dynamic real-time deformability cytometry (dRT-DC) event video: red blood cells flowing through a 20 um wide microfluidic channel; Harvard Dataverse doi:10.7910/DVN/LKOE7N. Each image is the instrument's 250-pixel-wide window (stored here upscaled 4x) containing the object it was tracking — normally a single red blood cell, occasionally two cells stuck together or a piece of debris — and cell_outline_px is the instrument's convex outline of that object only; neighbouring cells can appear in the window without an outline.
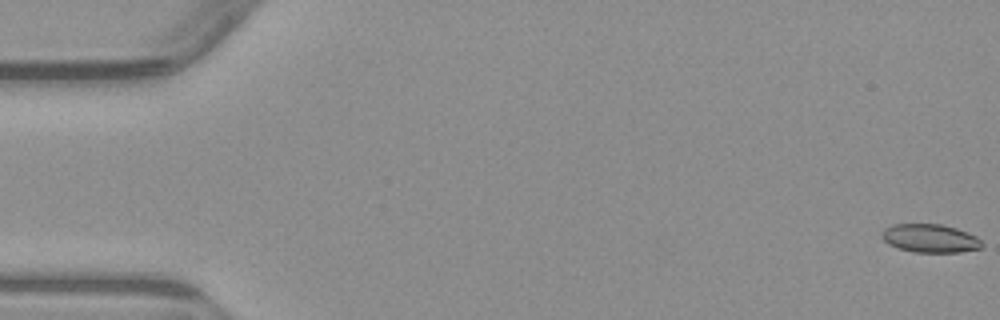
{"species": "common noctule bat (a hibernating species)", "species_latin": "Nyctalus noctula", "temperature_condition": "warm", "stored_images_in_passage": 5, "camera_frame_rate_fps": 3000, "um_per_image_px": 0.085, "animal": {"sex": "male", "body_mass_g": 23.1, "forearm_length_mm": 52.7}, "frame": {"image": 1, "passage_image": 1, "time_ms": 0.0, "image_size_px": [1000, 320], "cell_outline_px": [[984, 244], [980, 248], [960, 252], [912, 252], [896, 248], [888, 244], [880, 236], [880, 232], [884, 228], [892, 224], [940, 224], [956, 228], [976, 236]], "centroid_in_image_um": [79.01, 20.26], "position_along_channel_um": 6.0, "area_um2": 16.7}}
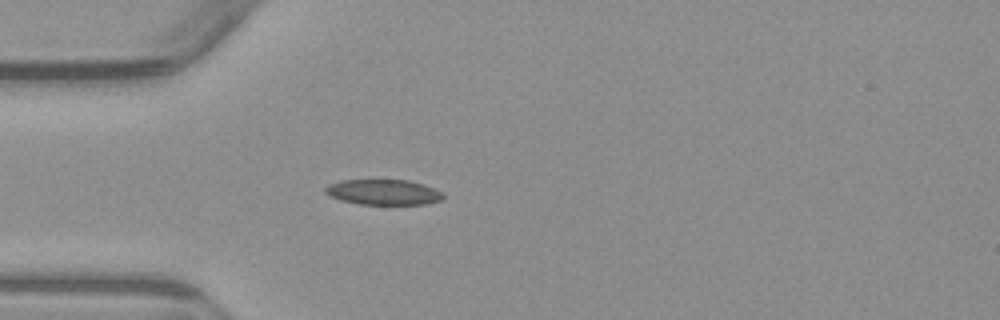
{"frame": {"image": 2, "passage_image": 5, "time_ms": 5.0, "image_size_px": [1000, 320], "cell_outline_px": [[444, 196], [440, 200], [424, 204], [360, 204], [340, 200], [324, 192], [324, 188], [328, 184], [340, 180], [408, 180], [424, 184], [440, 192]], "centroid_in_image_um": [32.54, 16.32], "position_along_channel_um": 52.5, "area_um2": 17.28}}